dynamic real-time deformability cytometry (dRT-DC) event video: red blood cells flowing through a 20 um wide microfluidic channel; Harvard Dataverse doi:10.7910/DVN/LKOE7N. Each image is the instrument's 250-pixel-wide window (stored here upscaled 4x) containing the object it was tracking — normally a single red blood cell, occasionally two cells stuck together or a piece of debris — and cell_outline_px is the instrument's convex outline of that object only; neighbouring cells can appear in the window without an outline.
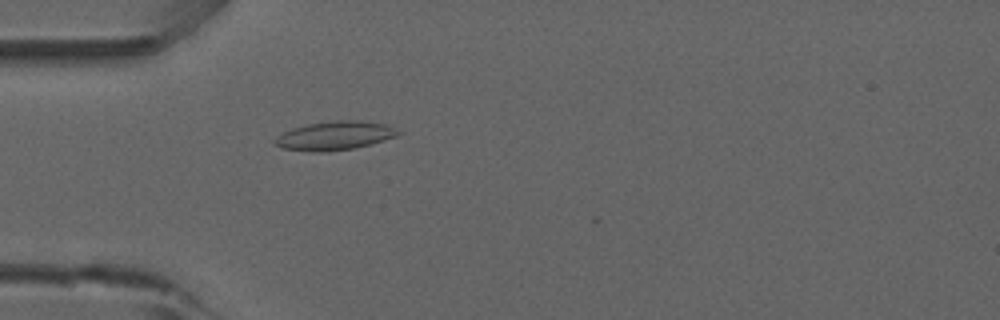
{"species": "common noctule bat (a hibernating species)", "species_latin": "Nyctalus noctula", "temperature_condition": "room temperature", "stored_images_in_passage": 34, "camera_frame_rate_fps": 3000, "um_per_image_px": 0.085, "animal": {"sex": "male", "forearm_length_mm": 52.5}, "frame": {"image": 1, "passage_image": 1, "time_ms": 0.0, "image_size_px": [1000, 320], "cell_outline_px": [[404, 132], [396, 136], [372, 144], [352, 148], [324, 152], [312, 152], [284, 148], [276, 144], [272, 140], [276, 136], [292, 128], [308, 124], [336, 120], [360, 120], [388, 124]], "centroid_in_image_um": [28.5, 11.52], "position_along_channel_um": 56.5, "area_um2": 20.75}}
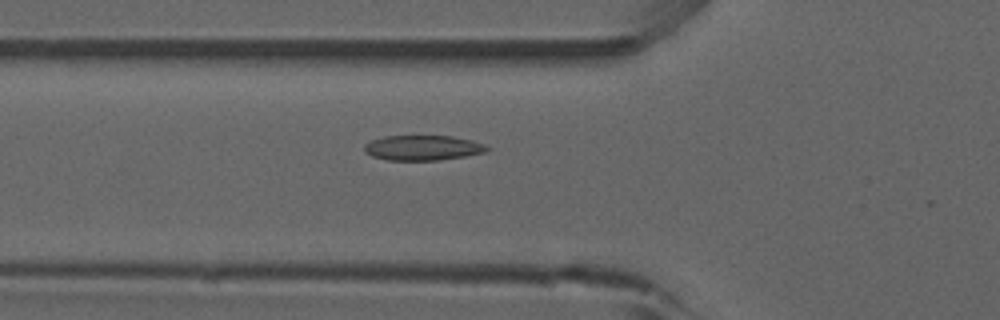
{"frame": {"image": 2, "passage_image": 4, "time_ms": 1.0, "image_size_px": [1000, 320], "cell_outline_px": [[492, 148], [488, 152], [440, 160], [388, 160], [372, 156], [364, 152], [364, 144], [372, 140], [384, 136], [452, 136], [472, 140], [484, 144]], "centroid_in_image_um": [35.96, 12.56], "position_along_channel_um": 89.8, "area_um2": 18.03}}
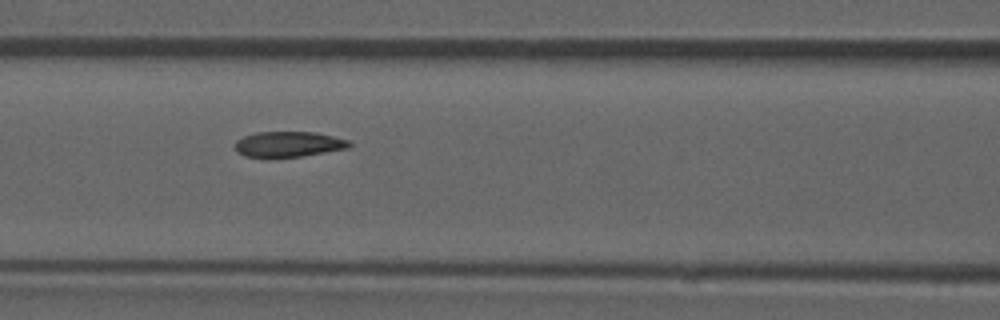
{"frame": {"image": 3, "passage_image": 8, "time_ms": 2.333, "image_size_px": [1000, 320], "cell_outline_px": [[352, 144], [348, 148], [300, 156], [244, 156], [236, 152], [236, 140], [244, 136], [256, 132], [316, 132], [348, 140]], "centroid_in_image_um": [24.52, 12.24], "position_along_channel_um": 142.1, "area_um2": 16.59}, "authors_computed_cell_mechanics": {"area_um2": 17.5423, "velocity_mm_per_s": 3.8926, "shape_relaxation_time_tau1_ms": null, "shape_relaxation_time_tau2_ms": 2.6015, "deformation_change_tau1": null, "deformation_change_tau2": 0.0801}}